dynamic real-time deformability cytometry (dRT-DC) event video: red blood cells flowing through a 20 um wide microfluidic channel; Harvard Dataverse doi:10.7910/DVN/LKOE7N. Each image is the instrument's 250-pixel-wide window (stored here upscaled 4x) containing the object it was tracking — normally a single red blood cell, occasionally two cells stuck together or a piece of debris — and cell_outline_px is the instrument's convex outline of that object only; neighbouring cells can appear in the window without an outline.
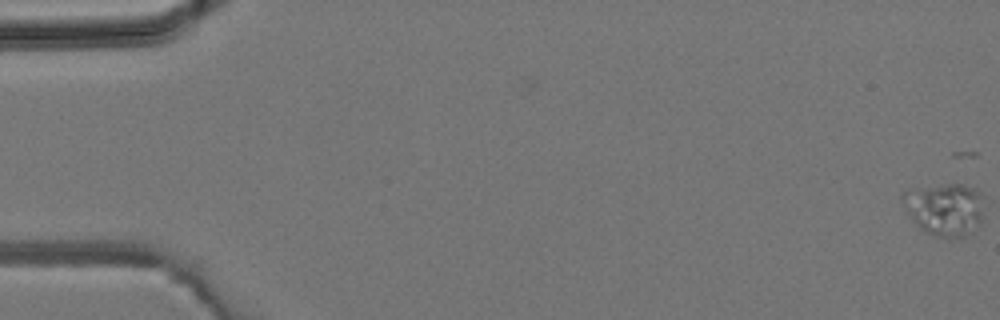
{"species": "common noctule bat (a hibernating species)", "species_latin": "Nyctalus noctula", "temperature_condition": "room temperature", "stored_images_in_passage": 48, "camera_frame_rate_fps": 3000, "um_per_image_px": 0.085, "animal": {"sex": "male", "body_mass_g": 19.2, "forearm_length_mm": 51.8}, "frame": {"image": 1, "passage_image": 1, "time_ms": 0.0, "image_size_px": [1000, 320], "cell_outline_px": [[980, 224], [976, 228], [964, 236], [936, 236], [924, 232], [916, 224], [900, 200], [900, 196], [904, 192], [912, 188], [948, 184], [960, 184], [972, 188], [976, 192], [980, 212]], "centroid_in_image_um": [80.19, 17.78], "position_along_channel_um": 4.8, "area_um2": 23.99}}
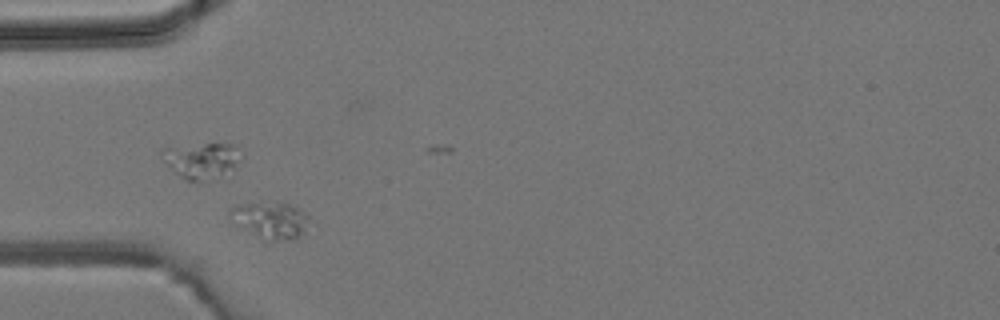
{"frame": {"image": 2, "passage_image": 16, "time_ms": 5.0, "image_size_px": [1000, 320], "cell_outline_px": [[308, 220], [304, 232], [292, 240], [276, 240], [260, 236], [236, 224], [228, 212], [228, 208], [232, 204], [280, 200], [300, 208], [308, 216]], "centroid_in_image_um": [22.98, 18.62], "position_along_channel_um": 62.0, "area_um2": 16.99}}
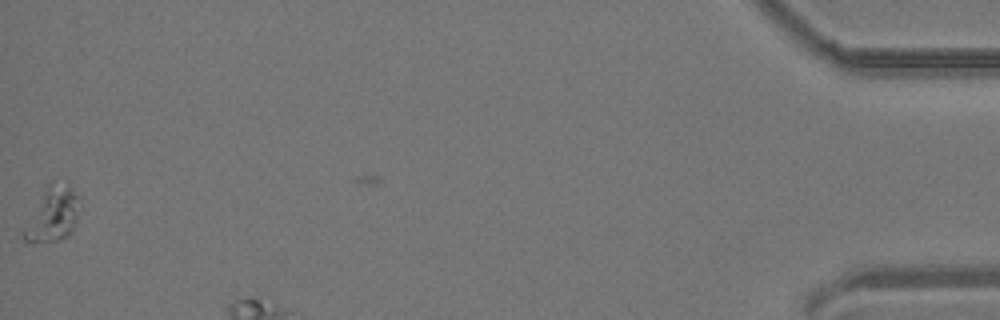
{"frame": {"image": 3, "passage_image": 47, "time_ms": 15.333, "image_size_px": [1000, 320], "cell_outline_px": [[76, 220], [68, 236], [56, 240], [24, 240], [24, 232], [48, 184], [68, 184], [76, 196]], "centroid_in_image_um": [4.51, 18.23], "position_along_channel_um": 430.7, "area_um2": 15.66}}